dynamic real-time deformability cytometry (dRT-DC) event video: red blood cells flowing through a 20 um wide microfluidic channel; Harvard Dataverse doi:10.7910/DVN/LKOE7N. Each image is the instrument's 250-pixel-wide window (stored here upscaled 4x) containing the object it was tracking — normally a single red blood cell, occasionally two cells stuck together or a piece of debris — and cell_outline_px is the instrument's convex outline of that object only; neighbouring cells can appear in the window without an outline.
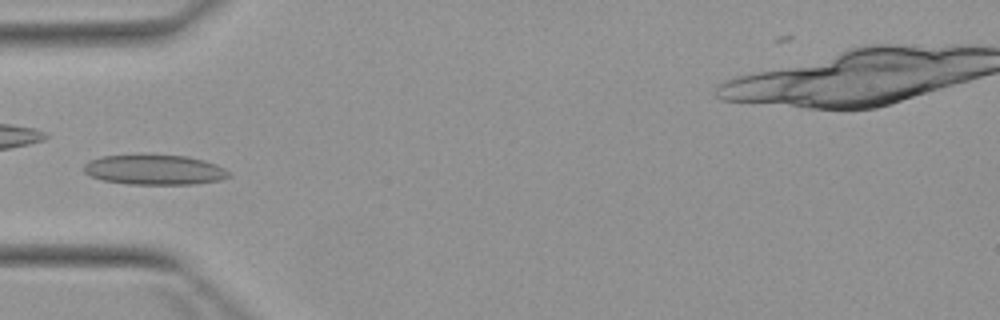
{"species": "Egyptian fruit bat (a non-hibernating species)", "species_latin": "Rousettus aegyptiacus", "temperature_condition": "warm", "stored_images_in_passage": 4, "camera_frame_rate_fps": 3000, "um_per_image_px": 0.085, "animal": {"sex": "female"}, "frame": {"image": 1, "passage_image": 4, "time_ms": 3.667, "image_size_px": [1000, 320], "cell_outline_px": [[232, 176], [220, 180], [196, 184], [128, 184], [100, 180], [84, 172], [84, 164], [88, 160], [100, 156], [188, 156], [204, 160], [216, 164], [224, 168]], "centroid_in_image_um": [13.14, 14.45], "position_along_channel_um": 71.9, "area_um2": 25.14}}